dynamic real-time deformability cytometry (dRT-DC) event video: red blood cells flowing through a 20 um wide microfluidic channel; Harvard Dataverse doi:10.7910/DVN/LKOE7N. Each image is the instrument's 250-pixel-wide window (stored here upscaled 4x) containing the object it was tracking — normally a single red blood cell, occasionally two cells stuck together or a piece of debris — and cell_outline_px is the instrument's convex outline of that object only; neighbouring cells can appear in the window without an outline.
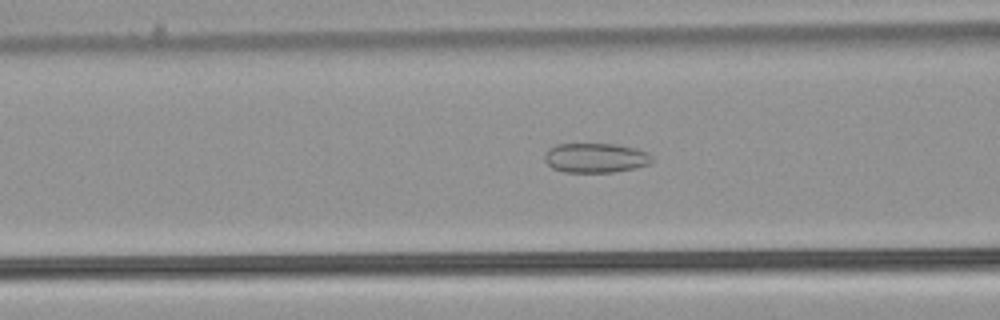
{"species": "common noctule bat (a hibernating species)", "species_latin": "Nyctalus noctula", "temperature_condition": "warm", "stored_images_in_passage": 51, "camera_frame_rate_fps": 3000, "um_per_image_px": 0.085, "animal": {"sex": "male", "body_mass_g": 21.5, "forearm_length_mm": 52.0}, "frame": {"image": 1, "passage_image": 20, "time_ms": 6.333, "image_size_px": [1000, 320], "cell_outline_px": [[652, 160], [648, 164], [636, 168], [612, 172], [564, 172], [552, 168], [544, 160], [544, 156], [548, 148], [556, 144], [616, 144], [636, 148], [648, 152], [652, 156]], "centroid_in_image_um": [50.61, 13.41], "position_along_channel_um": 116.0, "area_um2": 18.61}}
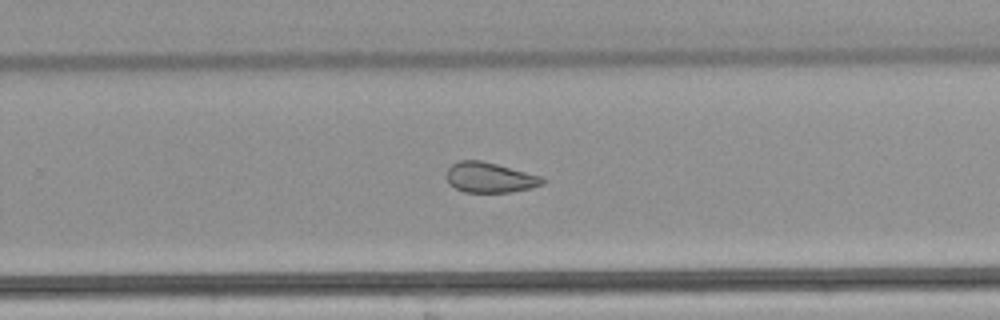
{"frame": {"image": 2, "passage_image": 33, "time_ms": 10.667, "image_size_px": [1000, 320], "cell_outline_px": [[544, 184], [532, 188], [508, 192], [464, 192], [448, 184], [444, 176], [448, 168], [452, 164], [460, 160], [480, 160], [496, 164], [540, 176], [544, 180]], "centroid_in_image_um": [41.57, 15.09], "position_along_channel_um": 288.2, "area_um2": 16.88}}
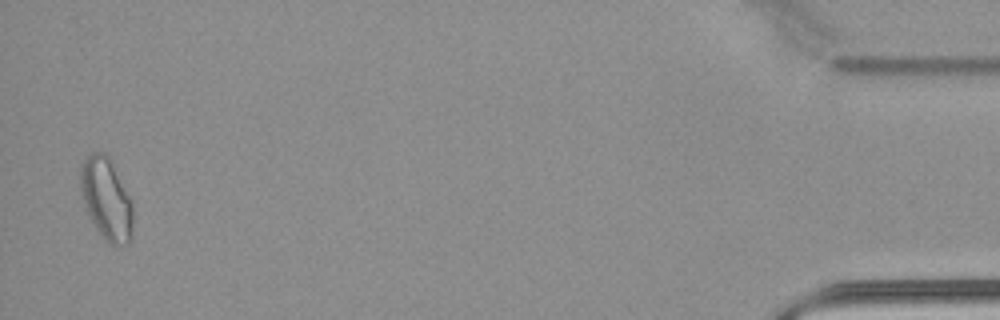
{"frame": {"image": 3, "passage_image": 50, "time_ms": 16.333, "image_size_px": [1000, 320], "cell_outline_px": [[132, 240], [128, 244], [108, 244], [96, 228], [88, 216], [84, 208], [80, 192], [80, 164], [92, 152], [104, 152], [112, 160], [132, 200]], "centroid_in_image_um": [9.03, 16.89], "position_along_channel_um": 426.2, "area_um2": 25.55}, "authors_computed_cell_mechanics": {"area_um2": 21.097, "velocity_mm_per_s": 3.9767, "shape_relaxation_time_tau1_ms": null, "shape_relaxation_time_tau2_ms": 2.4391, "deformation_change_tau1": null, "deformation_change_tau2": 0.0932}}